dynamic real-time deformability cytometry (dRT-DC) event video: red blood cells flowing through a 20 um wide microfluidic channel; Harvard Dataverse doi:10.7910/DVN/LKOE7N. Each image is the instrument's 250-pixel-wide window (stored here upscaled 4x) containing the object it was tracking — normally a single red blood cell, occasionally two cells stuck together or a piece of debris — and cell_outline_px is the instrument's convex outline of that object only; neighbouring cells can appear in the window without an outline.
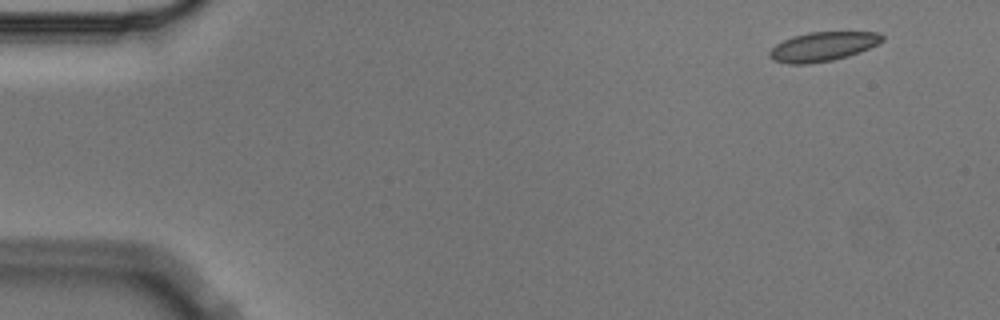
{"species": "Egyptian fruit bat (a non-hibernating species)", "species_latin": "Rousettus aegyptiacus", "temperature_condition": "cold", "stored_images_in_passage": 6, "segment_of_instrument_passage": [2, 2], "camera_frame_rate_fps": 3000, "um_per_image_px": 0.085, "animal": {"sex": "male"}, "frame": {"image": 1, "passage_image": 6, "time_ms": 1.667, "image_size_px": [1000, 320], "cell_outline_px": [[884, 40], [860, 52], [848, 56], [832, 60], [804, 64], [788, 64], [772, 60], [768, 56], [768, 52], [776, 44], [792, 36], [808, 32], [880, 32], [884, 36]], "centroid_in_image_um": [69.91, 3.95], "position_along_channel_um": 15.1, "area_um2": 19.19}}